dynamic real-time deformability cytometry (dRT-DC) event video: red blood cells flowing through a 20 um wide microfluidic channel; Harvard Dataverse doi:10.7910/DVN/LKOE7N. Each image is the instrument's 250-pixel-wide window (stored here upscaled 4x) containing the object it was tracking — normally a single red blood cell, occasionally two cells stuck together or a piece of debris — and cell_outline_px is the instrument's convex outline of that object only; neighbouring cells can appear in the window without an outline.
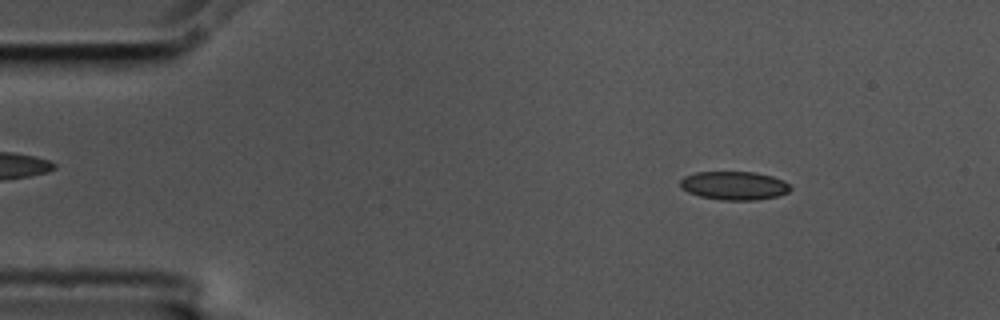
{"species": "common noctule bat (a hibernating species)", "species_latin": "Nyctalus noctula", "temperature_condition": "cold", "stored_images_in_passage": 14, "camera_frame_rate_fps": 3000, "um_per_image_px": 0.085, "animal": {"sex": "male", "body_mass_g": 17.5, "forearm_length_mm": 52.3}, "frame": {"image": 1, "passage_image": 7, "time_ms": 2.0, "image_size_px": [1000, 320], "cell_outline_px": [[792, 188], [788, 192], [780, 196], [756, 200], [720, 200], [700, 196], [688, 192], [680, 188], [680, 180], [684, 176], [696, 172], [756, 172], [772, 176], [784, 180]], "centroid_in_image_um": [62.41, 15.78], "position_along_channel_um": 22.6, "area_um2": 18.5}}